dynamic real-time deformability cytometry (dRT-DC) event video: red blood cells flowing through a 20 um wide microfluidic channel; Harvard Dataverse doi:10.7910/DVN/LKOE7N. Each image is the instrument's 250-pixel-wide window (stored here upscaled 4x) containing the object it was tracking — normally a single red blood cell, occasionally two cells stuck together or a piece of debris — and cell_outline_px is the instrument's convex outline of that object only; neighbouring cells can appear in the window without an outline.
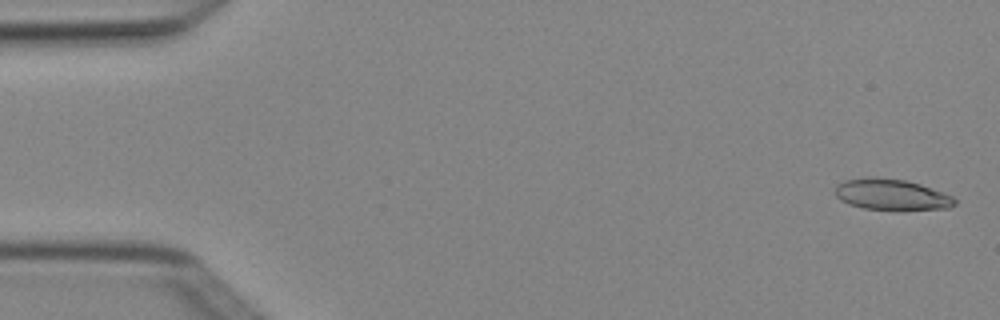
{"species": "Egyptian fruit bat (a non-hibernating species)", "species_latin": "Rousettus aegyptiacus", "temperature_condition": "cold", "stored_images_in_passage": 6, "camera_frame_rate_fps": 3000, "um_per_image_px": 0.085, "animal": {"sex": "female"}, "frame": {"image": 1, "passage_image": 1, "time_ms": 0.0, "image_size_px": [1000, 320], "cell_outline_px": [[956, 204], [948, 208], [864, 208], [848, 204], [840, 200], [836, 196], [836, 184], [844, 180], [868, 176], [872, 176], [904, 180], [920, 184], [944, 192], [952, 196], [956, 200]], "centroid_in_image_um": [75.73, 16.49], "position_along_channel_um": 9.3, "area_um2": 21.15}}
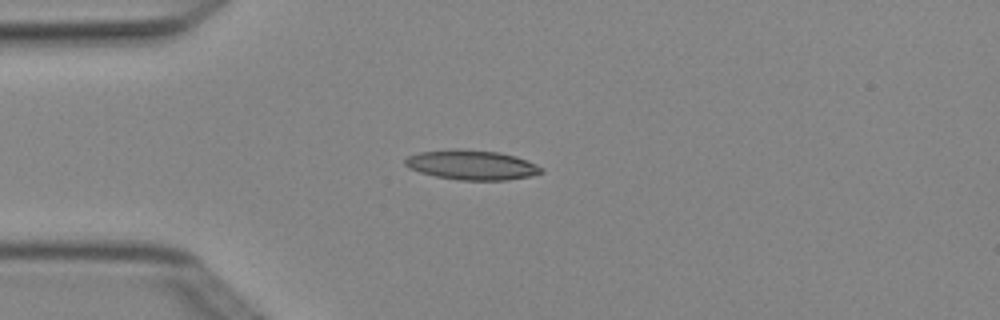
{"frame": {"image": 2, "passage_image": 4, "time_ms": 1.0, "image_size_px": [1000, 320], "cell_outline_px": [[544, 172], [532, 176], [508, 180], [460, 180], [436, 176], [420, 172], [408, 168], [404, 164], [404, 160], [408, 156], [420, 152], [456, 148], [500, 152], [516, 156], [536, 164], [544, 168]], "centroid_in_image_um": [40.12, 14.02], "position_along_channel_um": 44.9, "area_um2": 23.76}}
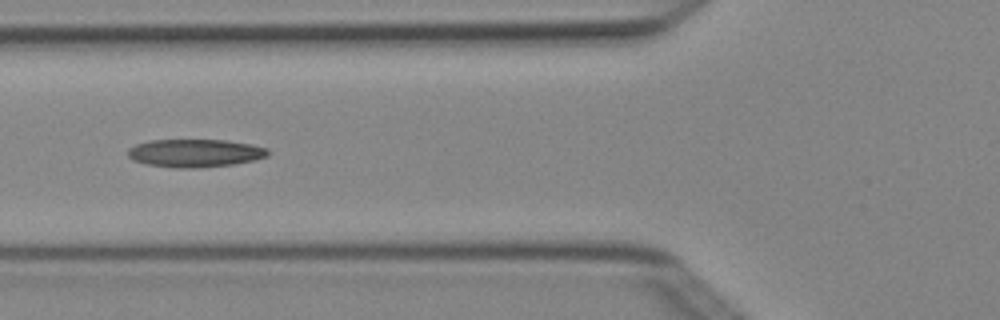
{"frame": {"image": 3, "passage_image": 6, "time_ms": 1.667, "image_size_px": [1000, 320], "cell_outline_px": [[268, 156], [252, 160], [232, 164], [200, 168], [176, 168], [148, 164], [132, 160], [128, 156], [128, 148], [136, 144], [152, 140], [224, 140], [252, 144], [268, 148]], "centroid_in_image_um": [16.57, 13.01], "position_along_channel_um": 109.2, "area_um2": 22.77}}